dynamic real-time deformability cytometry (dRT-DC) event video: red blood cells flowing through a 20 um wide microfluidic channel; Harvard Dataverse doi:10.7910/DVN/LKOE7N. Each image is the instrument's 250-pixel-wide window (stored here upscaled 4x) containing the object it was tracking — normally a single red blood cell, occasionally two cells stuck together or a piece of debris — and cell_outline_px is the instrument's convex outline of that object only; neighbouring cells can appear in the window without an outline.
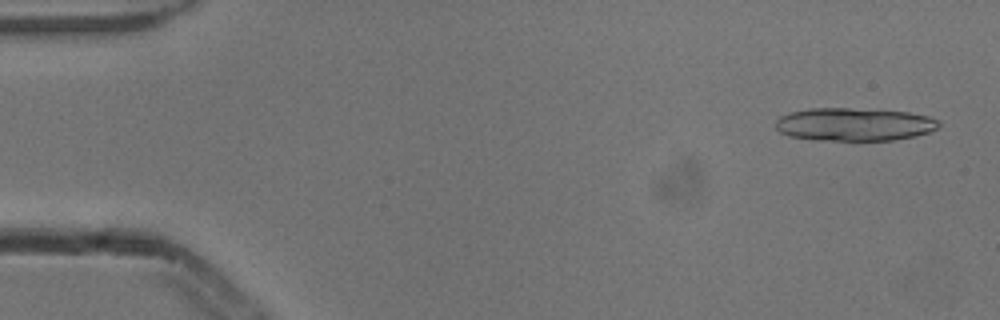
{"species": "common noctule bat (a hibernating species)", "species_latin": "Nyctalus noctula", "temperature_condition": "cold", "stored_images_in_passage": 4, "camera_frame_rate_fps": 3000, "um_per_image_px": 0.085, "animal": {"sex": "male", "body_mass_g": 13.3}, "frame": {"image": 1, "passage_image": 1, "time_ms": 0.0, "image_size_px": [1000, 320], "cell_outline_px": [[940, 128], [916, 136], [892, 140], [820, 140], [788, 136], [780, 132], [776, 128], [776, 120], [780, 116], [788, 112], [808, 108], [848, 108], [908, 112], [928, 116], [940, 120]], "centroid_in_image_um": [72.61, 10.57], "position_along_channel_um": 12.4, "area_um2": 31.56}}